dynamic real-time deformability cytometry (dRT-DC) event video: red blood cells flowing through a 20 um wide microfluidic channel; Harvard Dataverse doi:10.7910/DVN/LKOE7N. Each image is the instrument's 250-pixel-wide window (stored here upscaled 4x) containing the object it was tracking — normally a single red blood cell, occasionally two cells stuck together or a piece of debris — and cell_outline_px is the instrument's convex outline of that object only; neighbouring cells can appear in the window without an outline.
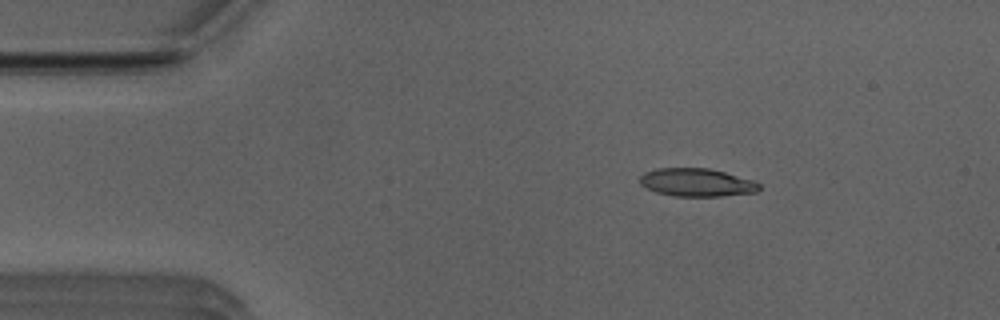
{"species": "Egyptian fruit bat (a non-hibernating species)", "species_latin": "Rousettus aegyptiacus", "temperature_condition": "room temperature", "stored_images_in_passage": 45, "camera_frame_rate_fps": 3000, "um_per_image_px": 0.085, "animal": {"sex": "male"}, "frame": {"image": 1, "passage_image": 1, "time_ms": 0.0, "image_size_px": [1000, 320], "cell_outline_px": [[760, 188], [756, 192], [720, 196], [676, 196], [656, 192], [640, 184], [640, 176], [644, 172], [656, 168], [708, 168], [724, 172], [752, 180], [760, 184]], "centroid_in_image_um": [59.2, 15.5], "position_along_channel_um": 25.8, "area_um2": 19.36}}
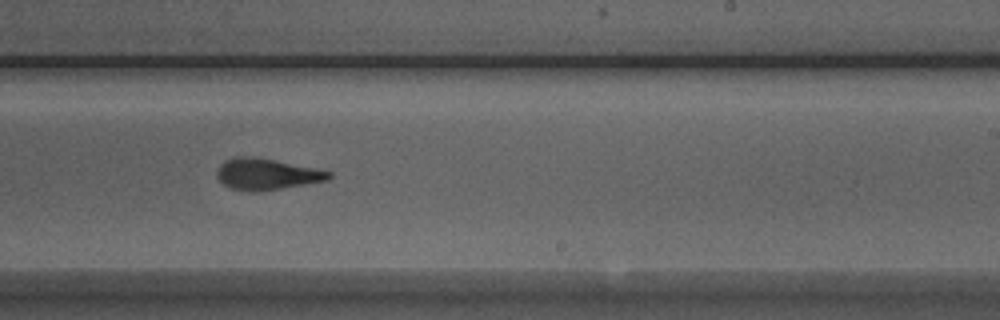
{"frame": {"image": 2, "passage_image": 24, "time_ms": 7.667, "image_size_px": [1000, 320], "cell_outline_px": [[332, 176], [328, 180], [280, 188], [252, 192], [232, 188], [224, 184], [216, 176], [216, 172], [220, 164], [224, 160], [236, 156], [252, 156], [332, 172]], "centroid_in_image_um": [22.61, 14.79], "position_along_channel_um": 266.4, "area_um2": 19.94}}
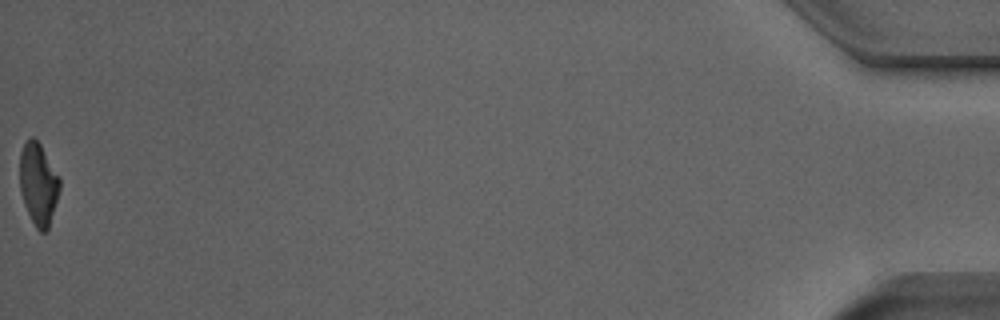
{"frame": {"image": 3, "passage_image": 45, "time_ms": 14.667, "image_size_px": [1000, 320], "cell_outline_px": [[60, 188], [48, 232], [40, 232], [36, 228], [24, 204], [20, 192], [20, 152], [24, 144], [32, 136], [40, 144], [60, 176]], "centroid_in_image_um": [3.27, 15.66], "position_along_channel_um": 431.9, "area_um2": 19.13}, "authors_computed_cell_mechanics": {"area_um2": 20.2878, "velocity_mm_per_s": 3.9144, "shape_relaxation_time_tau1_ms": 6.4571, "shape_relaxation_time_tau2_ms": 1.7215, "deformation_change_tau1": 0.2307, "deformation_change_tau2": 0.104}}